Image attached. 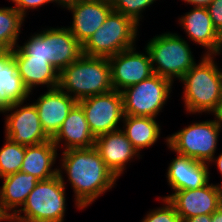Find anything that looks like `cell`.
I'll use <instances>...</instances> for the list:
<instances>
[{
    "label": "cell",
    "mask_w": 222,
    "mask_h": 222,
    "mask_svg": "<svg viewBox=\"0 0 222 222\" xmlns=\"http://www.w3.org/2000/svg\"><path fill=\"white\" fill-rule=\"evenodd\" d=\"M137 52L136 46L108 58L113 90L122 91L154 75L150 55Z\"/></svg>",
    "instance_id": "11"
},
{
    "label": "cell",
    "mask_w": 222,
    "mask_h": 222,
    "mask_svg": "<svg viewBox=\"0 0 222 222\" xmlns=\"http://www.w3.org/2000/svg\"><path fill=\"white\" fill-rule=\"evenodd\" d=\"M180 79L184 85L183 102L187 113H214L222 102V69L215 62V55H202Z\"/></svg>",
    "instance_id": "2"
},
{
    "label": "cell",
    "mask_w": 222,
    "mask_h": 222,
    "mask_svg": "<svg viewBox=\"0 0 222 222\" xmlns=\"http://www.w3.org/2000/svg\"><path fill=\"white\" fill-rule=\"evenodd\" d=\"M61 155L58 174H63V171L67 174V182H70L74 192L75 208L84 210L117 185L118 178L106 166L95 147L67 149Z\"/></svg>",
    "instance_id": "1"
},
{
    "label": "cell",
    "mask_w": 222,
    "mask_h": 222,
    "mask_svg": "<svg viewBox=\"0 0 222 222\" xmlns=\"http://www.w3.org/2000/svg\"><path fill=\"white\" fill-rule=\"evenodd\" d=\"M82 107L86 121L93 136L107 134L121 129L120 121H123V99L120 91L94 95L78 101Z\"/></svg>",
    "instance_id": "9"
},
{
    "label": "cell",
    "mask_w": 222,
    "mask_h": 222,
    "mask_svg": "<svg viewBox=\"0 0 222 222\" xmlns=\"http://www.w3.org/2000/svg\"><path fill=\"white\" fill-rule=\"evenodd\" d=\"M16 48L24 56H31V59L49 60L46 51V29L34 33L22 46L18 45Z\"/></svg>",
    "instance_id": "28"
},
{
    "label": "cell",
    "mask_w": 222,
    "mask_h": 222,
    "mask_svg": "<svg viewBox=\"0 0 222 222\" xmlns=\"http://www.w3.org/2000/svg\"><path fill=\"white\" fill-rule=\"evenodd\" d=\"M58 87L77 102L111 92L113 86L108 58L82 54L59 72Z\"/></svg>",
    "instance_id": "3"
},
{
    "label": "cell",
    "mask_w": 222,
    "mask_h": 222,
    "mask_svg": "<svg viewBox=\"0 0 222 222\" xmlns=\"http://www.w3.org/2000/svg\"><path fill=\"white\" fill-rule=\"evenodd\" d=\"M62 4H64V3H66V2H68V1H70V0H59Z\"/></svg>",
    "instance_id": "40"
},
{
    "label": "cell",
    "mask_w": 222,
    "mask_h": 222,
    "mask_svg": "<svg viewBox=\"0 0 222 222\" xmlns=\"http://www.w3.org/2000/svg\"><path fill=\"white\" fill-rule=\"evenodd\" d=\"M94 147L118 179L126 170L128 162L133 161L134 157L142 158L121 129L96 137Z\"/></svg>",
    "instance_id": "15"
},
{
    "label": "cell",
    "mask_w": 222,
    "mask_h": 222,
    "mask_svg": "<svg viewBox=\"0 0 222 222\" xmlns=\"http://www.w3.org/2000/svg\"><path fill=\"white\" fill-rule=\"evenodd\" d=\"M157 0H109L113 11L132 18L138 25L144 16L143 11ZM141 19V20H140Z\"/></svg>",
    "instance_id": "27"
},
{
    "label": "cell",
    "mask_w": 222,
    "mask_h": 222,
    "mask_svg": "<svg viewBox=\"0 0 222 222\" xmlns=\"http://www.w3.org/2000/svg\"><path fill=\"white\" fill-rule=\"evenodd\" d=\"M0 179L3 180L0 188V207L8 217L23 206L27 196L39 182L35 176L20 171Z\"/></svg>",
    "instance_id": "22"
},
{
    "label": "cell",
    "mask_w": 222,
    "mask_h": 222,
    "mask_svg": "<svg viewBox=\"0 0 222 222\" xmlns=\"http://www.w3.org/2000/svg\"><path fill=\"white\" fill-rule=\"evenodd\" d=\"M25 18L13 6L0 7V52L18 46L21 27Z\"/></svg>",
    "instance_id": "25"
},
{
    "label": "cell",
    "mask_w": 222,
    "mask_h": 222,
    "mask_svg": "<svg viewBox=\"0 0 222 222\" xmlns=\"http://www.w3.org/2000/svg\"><path fill=\"white\" fill-rule=\"evenodd\" d=\"M193 7H208L212 0H182Z\"/></svg>",
    "instance_id": "34"
},
{
    "label": "cell",
    "mask_w": 222,
    "mask_h": 222,
    "mask_svg": "<svg viewBox=\"0 0 222 222\" xmlns=\"http://www.w3.org/2000/svg\"><path fill=\"white\" fill-rule=\"evenodd\" d=\"M23 101L14 103L4 113L5 117V137L13 143L31 146L37 145L50 138L42 129L38 112L34 103L25 104ZM22 105V106H21Z\"/></svg>",
    "instance_id": "10"
},
{
    "label": "cell",
    "mask_w": 222,
    "mask_h": 222,
    "mask_svg": "<svg viewBox=\"0 0 222 222\" xmlns=\"http://www.w3.org/2000/svg\"><path fill=\"white\" fill-rule=\"evenodd\" d=\"M26 146L13 143L5 137V143L0 149V178L20 171Z\"/></svg>",
    "instance_id": "26"
},
{
    "label": "cell",
    "mask_w": 222,
    "mask_h": 222,
    "mask_svg": "<svg viewBox=\"0 0 222 222\" xmlns=\"http://www.w3.org/2000/svg\"><path fill=\"white\" fill-rule=\"evenodd\" d=\"M220 189L218 184L208 183L199 189L175 191L162 198L175 207L182 221L196 215H212L219 206Z\"/></svg>",
    "instance_id": "13"
},
{
    "label": "cell",
    "mask_w": 222,
    "mask_h": 222,
    "mask_svg": "<svg viewBox=\"0 0 222 222\" xmlns=\"http://www.w3.org/2000/svg\"><path fill=\"white\" fill-rule=\"evenodd\" d=\"M8 222H53L43 219H33L29 217H8Z\"/></svg>",
    "instance_id": "32"
},
{
    "label": "cell",
    "mask_w": 222,
    "mask_h": 222,
    "mask_svg": "<svg viewBox=\"0 0 222 222\" xmlns=\"http://www.w3.org/2000/svg\"><path fill=\"white\" fill-rule=\"evenodd\" d=\"M215 29L222 30V0H212L207 7Z\"/></svg>",
    "instance_id": "31"
},
{
    "label": "cell",
    "mask_w": 222,
    "mask_h": 222,
    "mask_svg": "<svg viewBox=\"0 0 222 222\" xmlns=\"http://www.w3.org/2000/svg\"><path fill=\"white\" fill-rule=\"evenodd\" d=\"M167 167V183L175 191L199 189L209 183V164L176 154Z\"/></svg>",
    "instance_id": "16"
},
{
    "label": "cell",
    "mask_w": 222,
    "mask_h": 222,
    "mask_svg": "<svg viewBox=\"0 0 222 222\" xmlns=\"http://www.w3.org/2000/svg\"><path fill=\"white\" fill-rule=\"evenodd\" d=\"M145 48L150 55L154 74L173 83L196 64L187 40L177 33L156 35L148 41Z\"/></svg>",
    "instance_id": "4"
},
{
    "label": "cell",
    "mask_w": 222,
    "mask_h": 222,
    "mask_svg": "<svg viewBox=\"0 0 222 222\" xmlns=\"http://www.w3.org/2000/svg\"><path fill=\"white\" fill-rule=\"evenodd\" d=\"M221 52H222V30L219 31L217 52L214 55L219 56Z\"/></svg>",
    "instance_id": "38"
},
{
    "label": "cell",
    "mask_w": 222,
    "mask_h": 222,
    "mask_svg": "<svg viewBox=\"0 0 222 222\" xmlns=\"http://www.w3.org/2000/svg\"><path fill=\"white\" fill-rule=\"evenodd\" d=\"M221 130L215 118L202 122L194 121L167 136L165 142L175 154L209 164L215 156Z\"/></svg>",
    "instance_id": "7"
},
{
    "label": "cell",
    "mask_w": 222,
    "mask_h": 222,
    "mask_svg": "<svg viewBox=\"0 0 222 222\" xmlns=\"http://www.w3.org/2000/svg\"><path fill=\"white\" fill-rule=\"evenodd\" d=\"M139 25L130 17L112 11L96 32L82 45V54L109 58L136 46Z\"/></svg>",
    "instance_id": "5"
},
{
    "label": "cell",
    "mask_w": 222,
    "mask_h": 222,
    "mask_svg": "<svg viewBox=\"0 0 222 222\" xmlns=\"http://www.w3.org/2000/svg\"><path fill=\"white\" fill-rule=\"evenodd\" d=\"M218 209L222 211V187L220 189V194H219V206Z\"/></svg>",
    "instance_id": "39"
},
{
    "label": "cell",
    "mask_w": 222,
    "mask_h": 222,
    "mask_svg": "<svg viewBox=\"0 0 222 222\" xmlns=\"http://www.w3.org/2000/svg\"><path fill=\"white\" fill-rule=\"evenodd\" d=\"M211 222H222V211L217 209L213 214H212V220Z\"/></svg>",
    "instance_id": "37"
},
{
    "label": "cell",
    "mask_w": 222,
    "mask_h": 222,
    "mask_svg": "<svg viewBox=\"0 0 222 222\" xmlns=\"http://www.w3.org/2000/svg\"><path fill=\"white\" fill-rule=\"evenodd\" d=\"M12 51L18 74L30 94L36 86L47 85V89L58 87L59 71L50 64L49 60L31 59V56H24L17 48Z\"/></svg>",
    "instance_id": "21"
},
{
    "label": "cell",
    "mask_w": 222,
    "mask_h": 222,
    "mask_svg": "<svg viewBox=\"0 0 222 222\" xmlns=\"http://www.w3.org/2000/svg\"><path fill=\"white\" fill-rule=\"evenodd\" d=\"M63 8L72 13V25L67 26L83 45L102 26L113 11L109 0H70Z\"/></svg>",
    "instance_id": "12"
},
{
    "label": "cell",
    "mask_w": 222,
    "mask_h": 222,
    "mask_svg": "<svg viewBox=\"0 0 222 222\" xmlns=\"http://www.w3.org/2000/svg\"><path fill=\"white\" fill-rule=\"evenodd\" d=\"M212 215H196L191 218L182 220V222H211Z\"/></svg>",
    "instance_id": "33"
},
{
    "label": "cell",
    "mask_w": 222,
    "mask_h": 222,
    "mask_svg": "<svg viewBox=\"0 0 222 222\" xmlns=\"http://www.w3.org/2000/svg\"><path fill=\"white\" fill-rule=\"evenodd\" d=\"M212 115H214L216 122L218 123L219 127L222 129V102L219 104L218 108Z\"/></svg>",
    "instance_id": "36"
},
{
    "label": "cell",
    "mask_w": 222,
    "mask_h": 222,
    "mask_svg": "<svg viewBox=\"0 0 222 222\" xmlns=\"http://www.w3.org/2000/svg\"><path fill=\"white\" fill-rule=\"evenodd\" d=\"M211 163L216 164L215 166H217V169H218L219 173H221V175H222V153L219 154V156H217V157L214 156L213 159L209 162V165ZM217 184L220 187H222V182L220 184L219 183H217Z\"/></svg>",
    "instance_id": "35"
},
{
    "label": "cell",
    "mask_w": 222,
    "mask_h": 222,
    "mask_svg": "<svg viewBox=\"0 0 222 222\" xmlns=\"http://www.w3.org/2000/svg\"><path fill=\"white\" fill-rule=\"evenodd\" d=\"M163 206L147 212L141 222H182L175 207L165 198L159 197Z\"/></svg>",
    "instance_id": "29"
},
{
    "label": "cell",
    "mask_w": 222,
    "mask_h": 222,
    "mask_svg": "<svg viewBox=\"0 0 222 222\" xmlns=\"http://www.w3.org/2000/svg\"><path fill=\"white\" fill-rule=\"evenodd\" d=\"M173 82L157 74L123 89L124 115L156 118L170 98Z\"/></svg>",
    "instance_id": "8"
},
{
    "label": "cell",
    "mask_w": 222,
    "mask_h": 222,
    "mask_svg": "<svg viewBox=\"0 0 222 222\" xmlns=\"http://www.w3.org/2000/svg\"><path fill=\"white\" fill-rule=\"evenodd\" d=\"M57 150L51 139L37 145L26 146L20 172L31 174L39 181L58 175V168H52L59 155Z\"/></svg>",
    "instance_id": "23"
},
{
    "label": "cell",
    "mask_w": 222,
    "mask_h": 222,
    "mask_svg": "<svg viewBox=\"0 0 222 222\" xmlns=\"http://www.w3.org/2000/svg\"><path fill=\"white\" fill-rule=\"evenodd\" d=\"M30 92L18 74L13 51L0 52V113L14 103L25 102Z\"/></svg>",
    "instance_id": "19"
},
{
    "label": "cell",
    "mask_w": 222,
    "mask_h": 222,
    "mask_svg": "<svg viewBox=\"0 0 222 222\" xmlns=\"http://www.w3.org/2000/svg\"><path fill=\"white\" fill-rule=\"evenodd\" d=\"M14 3L15 7L20 14L25 18L27 15V11L30 9H37L42 6L47 5V3L55 2L59 6H63V4L59 0H9Z\"/></svg>",
    "instance_id": "30"
},
{
    "label": "cell",
    "mask_w": 222,
    "mask_h": 222,
    "mask_svg": "<svg viewBox=\"0 0 222 222\" xmlns=\"http://www.w3.org/2000/svg\"><path fill=\"white\" fill-rule=\"evenodd\" d=\"M95 137L90 131L85 113L77 103L62 123L56 135L51 139L54 145L64 150L91 148L95 146Z\"/></svg>",
    "instance_id": "18"
},
{
    "label": "cell",
    "mask_w": 222,
    "mask_h": 222,
    "mask_svg": "<svg viewBox=\"0 0 222 222\" xmlns=\"http://www.w3.org/2000/svg\"><path fill=\"white\" fill-rule=\"evenodd\" d=\"M157 118L124 115L121 130L140 154L144 148L153 146L160 137L161 127Z\"/></svg>",
    "instance_id": "24"
},
{
    "label": "cell",
    "mask_w": 222,
    "mask_h": 222,
    "mask_svg": "<svg viewBox=\"0 0 222 222\" xmlns=\"http://www.w3.org/2000/svg\"><path fill=\"white\" fill-rule=\"evenodd\" d=\"M178 23L190 41L205 48L204 55L217 52L219 32L212 23L207 7L191 8L179 18Z\"/></svg>",
    "instance_id": "17"
},
{
    "label": "cell",
    "mask_w": 222,
    "mask_h": 222,
    "mask_svg": "<svg viewBox=\"0 0 222 222\" xmlns=\"http://www.w3.org/2000/svg\"><path fill=\"white\" fill-rule=\"evenodd\" d=\"M63 174L40 180L27 196L23 206L9 217H29L53 222H64L66 183ZM23 213V215H21Z\"/></svg>",
    "instance_id": "6"
},
{
    "label": "cell",
    "mask_w": 222,
    "mask_h": 222,
    "mask_svg": "<svg viewBox=\"0 0 222 222\" xmlns=\"http://www.w3.org/2000/svg\"><path fill=\"white\" fill-rule=\"evenodd\" d=\"M47 59L59 72L82 55V45L67 27L46 29Z\"/></svg>",
    "instance_id": "20"
},
{
    "label": "cell",
    "mask_w": 222,
    "mask_h": 222,
    "mask_svg": "<svg viewBox=\"0 0 222 222\" xmlns=\"http://www.w3.org/2000/svg\"><path fill=\"white\" fill-rule=\"evenodd\" d=\"M33 103L36 106L42 129L52 139L78 102L56 87L48 89Z\"/></svg>",
    "instance_id": "14"
}]
</instances>
